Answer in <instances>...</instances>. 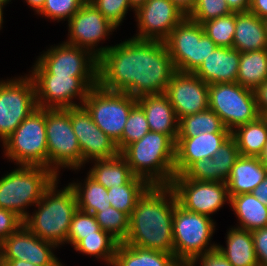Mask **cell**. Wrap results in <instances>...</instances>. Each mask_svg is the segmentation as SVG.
<instances>
[{
	"label": "cell",
	"instance_id": "1",
	"mask_svg": "<svg viewBox=\"0 0 267 266\" xmlns=\"http://www.w3.org/2000/svg\"><path fill=\"white\" fill-rule=\"evenodd\" d=\"M176 72L164 41L130 38L98 58V85L134 98L165 94Z\"/></svg>",
	"mask_w": 267,
	"mask_h": 266
},
{
	"label": "cell",
	"instance_id": "2",
	"mask_svg": "<svg viewBox=\"0 0 267 266\" xmlns=\"http://www.w3.org/2000/svg\"><path fill=\"white\" fill-rule=\"evenodd\" d=\"M177 200L169 185H151L138 199L129 216L123 241L143 249L173 252V216Z\"/></svg>",
	"mask_w": 267,
	"mask_h": 266
},
{
	"label": "cell",
	"instance_id": "3",
	"mask_svg": "<svg viewBox=\"0 0 267 266\" xmlns=\"http://www.w3.org/2000/svg\"><path fill=\"white\" fill-rule=\"evenodd\" d=\"M58 178L46 189L42 199L29 214L23 224L36 236L57 247L67 243L68 231L73 214L78 209L73 188L68 186L57 190Z\"/></svg>",
	"mask_w": 267,
	"mask_h": 266
},
{
	"label": "cell",
	"instance_id": "4",
	"mask_svg": "<svg viewBox=\"0 0 267 266\" xmlns=\"http://www.w3.org/2000/svg\"><path fill=\"white\" fill-rule=\"evenodd\" d=\"M175 145L168 135L149 131L120 154L135 176L150 185H170L175 176Z\"/></svg>",
	"mask_w": 267,
	"mask_h": 266
},
{
	"label": "cell",
	"instance_id": "5",
	"mask_svg": "<svg viewBox=\"0 0 267 266\" xmlns=\"http://www.w3.org/2000/svg\"><path fill=\"white\" fill-rule=\"evenodd\" d=\"M18 167L0 179V208L14 212L24 221L29 215L27 206H35L58 177L47 167Z\"/></svg>",
	"mask_w": 267,
	"mask_h": 266
},
{
	"label": "cell",
	"instance_id": "6",
	"mask_svg": "<svg viewBox=\"0 0 267 266\" xmlns=\"http://www.w3.org/2000/svg\"><path fill=\"white\" fill-rule=\"evenodd\" d=\"M214 231L215 222L211 217L188 211L177 203L173 216V252L176 260L182 266H188L195 258L216 250L217 244L210 241Z\"/></svg>",
	"mask_w": 267,
	"mask_h": 266
},
{
	"label": "cell",
	"instance_id": "7",
	"mask_svg": "<svg viewBox=\"0 0 267 266\" xmlns=\"http://www.w3.org/2000/svg\"><path fill=\"white\" fill-rule=\"evenodd\" d=\"M2 144L4 155L17 165L48 168L46 109H35Z\"/></svg>",
	"mask_w": 267,
	"mask_h": 266
},
{
	"label": "cell",
	"instance_id": "8",
	"mask_svg": "<svg viewBox=\"0 0 267 266\" xmlns=\"http://www.w3.org/2000/svg\"><path fill=\"white\" fill-rule=\"evenodd\" d=\"M176 71L194 73L217 45L204 33L202 25L188 16L164 40Z\"/></svg>",
	"mask_w": 267,
	"mask_h": 266
},
{
	"label": "cell",
	"instance_id": "9",
	"mask_svg": "<svg viewBox=\"0 0 267 266\" xmlns=\"http://www.w3.org/2000/svg\"><path fill=\"white\" fill-rule=\"evenodd\" d=\"M46 137L48 168L58 178L61 168L81 169L82 153L71 125L70 108L46 109Z\"/></svg>",
	"mask_w": 267,
	"mask_h": 266
},
{
	"label": "cell",
	"instance_id": "10",
	"mask_svg": "<svg viewBox=\"0 0 267 266\" xmlns=\"http://www.w3.org/2000/svg\"><path fill=\"white\" fill-rule=\"evenodd\" d=\"M208 93L209 108L230 132L260 116L254 91L237 82L208 84Z\"/></svg>",
	"mask_w": 267,
	"mask_h": 266
},
{
	"label": "cell",
	"instance_id": "11",
	"mask_svg": "<svg viewBox=\"0 0 267 266\" xmlns=\"http://www.w3.org/2000/svg\"><path fill=\"white\" fill-rule=\"evenodd\" d=\"M136 104L137 98L99 85L90 89L83 102L95 124L115 143L121 139L128 115Z\"/></svg>",
	"mask_w": 267,
	"mask_h": 266
},
{
	"label": "cell",
	"instance_id": "12",
	"mask_svg": "<svg viewBox=\"0 0 267 266\" xmlns=\"http://www.w3.org/2000/svg\"><path fill=\"white\" fill-rule=\"evenodd\" d=\"M29 76L34 82L37 105L45 109L82 106L90 89L98 85V76ZM76 98L81 104L74 102Z\"/></svg>",
	"mask_w": 267,
	"mask_h": 266
},
{
	"label": "cell",
	"instance_id": "13",
	"mask_svg": "<svg viewBox=\"0 0 267 266\" xmlns=\"http://www.w3.org/2000/svg\"><path fill=\"white\" fill-rule=\"evenodd\" d=\"M38 108L33 79L26 75L0 80V139L2 143Z\"/></svg>",
	"mask_w": 267,
	"mask_h": 266
},
{
	"label": "cell",
	"instance_id": "14",
	"mask_svg": "<svg viewBox=\"0 0 267 266\" xmlns=\"http://www.w3.org/2000/svg\"><path fill=\"white\" fill-rule=\"evenodd\" d=\"M30 75L98 76V58L65 41L41 54Z\"/></svg>",
	"mask_w": 267,
	"mask_h": 266
},
{
	"label": "cell",
	"instance_id": "15",
	"mask_svg": "<svg viewBox=\"0 0 267 266\" xmlns=\"http://www.w3.org/2000/svg\"><path fill=\"white\" fill-rule=\"evenodd\" d=\"M177 203L188 211L210 215L228 201L230 196L224 182L196 181L187 179L183 174L175 175L170 183Z\"/></svg>",
	"mask_w": 267,
	"mask_h": 266
},
{
	"label": "cell",
	"instance_id": "16",
	"mask_svg": "<svg viewBox=\"0 0 267 266\" xmlns=\"http://www.w3.org/2000/svg\"><path fill=\"white\" fill-rule=\"evenodd\" d=\"M68 27L69 36L65 43L86 49L97 58L111 47L97 48L99 42L105 41L106 36L117 29L88 0L68 21Z\"/></svg>",
	"mask_w": 267,
	"mask_h": 266
},
{
	"label": "cell",
	"instance_id": "17",
	"mask_svg": "<svg viewBox=\"0 0 267 266\" xmlns=\"http://www.w3.org/2000/svg\"><path fill=\"white\" fill-rule=\"evenodd\" d=\"M138 40L164 41L186 16L171 0H147L135 10Z\"/></svg>",
	"mask_w": 267,
	"mask_h": 266
},
{
	"label": "cell",
	"instance_id": "18",
	"mask_svg": "<svg viewBox=\"0 0 267 266\" xmlns=\"http://www.w3.org/2000/svg\"><path fill=\"white\" fill-rule=\"evenodd\" d=\"M70 118L81 148L82 166L90 160L108 159L120 153L116 143L95 124L83 105L71 107Z\"/></svg>",
	"mask_w": 267,
	"mask_h": 266
},
{
	"label": "cell",
	"instance_id": "19",
	"mask_svg": "<svg viewBox=\"0 0 267 266\" xmlns=\"http://www.w3.org/2000/svg\"><path fill=\"white\" fill-rule=\"evenodd\" d=\"M165 95L178 120L209 108L208 84L194 73L176 71L167 85Z\"/></svg>",
	"mask_w": 267,
	"mask_h": 266
},
{
	"label": "cell",
	"instance_id": "20",
	"mask_svg": "<svg viewBox=\"0 0 267 266\" xmlns=\"http://www.w3.org/2000/svg\"><path fill=\"white\" fill-rule=\"evenodd\" d=\"M56 247L33 234L23 224L0 244V260H23L39 266L63 265L54 255Z\"/></svg>",
	"mask_w": 267,
	"mask_h": 266
},
{
	"label": "cell",
	"instance_id": "21",
	"mask_svg": "<svg viewBox=\"0 0 267 266\" xmlns=\"http://www.w3.org/2000/svg\"><path fill=\"white\" fill-rule=\"evenodd\" d=\"M231 133H202L193 138H177L175 175H182L194 162L212 157Z\"/></svg>",
	"mask_w": 267,
	"mask_h": 266
},
{
	"label": "cell",
	"instance_id": "22",
	"mask_svg": "<svg viewBox=\"0 0 267 266\" xmlns=\"http://www.w3.org/2000/svg\"><path fill=\"white\" fill-rule=\"evenodd\" d=\"M240 55L234 48L217 46L194 74L207 84L236 82Z\"/></svg>",
	"mask_w": 267,
	"mask_h": 266
},
{
	"label": "cell",
	"instance_id": "23",
	"mask_svg": "<svg viewBox=\"0 0 267 266\" xmlns=\"http://www.w3.org/2000/svg\"><path fill=\"white\" fill-rule=\"evenodd\" d=\"M137 104L146 115L150 131L166 134L176 142L179 120L165 94L143 95L137 98Z\"/></svg>",
	"mask_w": 267,
	"mask_h": 266
},
{
	"label": "cell",
	"instance_id": "24",
	"mask_svg": "<svg viewBox=\"0 0 267 266\" xmlns=\"http://www.w3.org/2000/svg\"><path fill=\"white\" fill-rule=\"evenodd\" d=\"M267 175L260 157L239 156L226 181L229 196L251 193Z\"/></svg>",
	"mask_w": 267,
	"mask_h": 266
},
{
	"label": "cell",
	"instance_id": "25",
	"mask_svg": "<svg viewBox=\"0 0 267 266\" xmlns=\"http://www.w3.org/2000/svg\"><path fill=\"white\" fill-rule=\"evenodd\" d=\"M233 48L241 53L267 49V33L263 19L250 11L236 12Z\"/></svg>",
	"mask_w": 267,
	"mask_h": 266
},
{
	"label": "cell",
	"instance_id": "26",
	"mask_svg": "<svg viewBox=\"0 0 267 266\" xmlns=\"http://www.w3.org/2000/svg\"><path fill=\"white\" fill-rule=\"evenodd\" d=\"M226 239V248L217 245L216 249L233 266H259L251 231L232 227L228 230Z\"/></svg>",
	"mask_w": 267,
	"mask_h": 266
},
{
	"label": "cell",
	"instance_id": "27",
	"mask_svg": "<svg viewBox=\"0 0 267 266\" xmlns=\"http://www.w3.org/2000/svg\"><path fill=\"white\" fill-rule=\"evenodd\" d=\"M112 266H182L174 254L143 249L119 242Z\"/></svg>",
	"mask_w": 267,
	"mask_h": 266
},
{
	"label": "cell",
	"instance_id": "28",
	"mask_svg": "<svg viewBox=\"0 0 267 266\" xmlns=\"http://www.w3.org/2000/svg\"><path fill=\"white\" fill-rule=\"evenodd\" d=\"M231 135L235 138L241 156L260 157L267 144V116L238 126Z\"/></svg>",
	"mask_w": 267,
	"mask_h": 266
},
{
	"label": "cell",
	"instance_id": "29",
	"mask_svg": "<svg viewBox=\"0 0 267 266\" xmlns=\"http://www.w3.org/2000/svg\"><path fill=\"white\" fill-rule=\"evenodd\" d=\"M229 204L239 221L236 227L248 231L267 227V206L252 193L230 196Z\"/></svg>",
	"mask_w": 267,
	"mask_h": 266
},
{
	"label": "cell",
	"instance_id": "30",
	"mask_svg": "<svg viewBox=\"0 0 267 266\" xmlns=\"http://www.w3.org/2000/svg\"><path fill=\"white\" fill-rule=\"evenodd\" d=\"M92 161L95 163L88 174L106 189L127 184L135 176L120 153L112 158Z\"/></svg>",
	"mask_w": 267,
	"mask_h": 266
},
{
	"label": "cell",
	"instance_id": "31",
	"mask_svg": "<svg viewBox=\"0 0 267 266\" xmlns=\"http://www.w3.org/2000/svg\"><path fill=\"white\" fill-rule=\"evenodd\" d=\"M267 80V49L241 53L236 82L255 90Z\"/></svg>",
	"mask_w": 267,
	"mask_h": 266
},
{
	"label": "cell",
	"instance_id": "32",
	"mask_svg": "<svg viewBox=\"0 0 267 266\" xmlns=\"http://www.w3.org/2000/svg\"><path fill=\"white\" fill-rule=\"evenodd\" d=\"M202 133H231L210 108L179 119L177 138H193Z\"/></svg>",
	"mask_w": 267,
	"mask_h": 266
},
{
	"label": "cell",
	"instance_id": "33",
	"mask_svg": "<svg viewBox=\"0 0 267 266\" xmlns=\"http://www.w3.org/2000/svg\"><path fill=\"white\" fill-rule=\"evenodd\" d=\"M84 179V183H69L73 188L78 209L95 214L99 209L110 207L108 190L94 180L89 174Z\"/></svg>",
	"mask_w": 267,
	"mask_h": 266
},
{
	"label": "cell",
	"instance_id": "34",
	"mask_svg": "<svg viewBox=\"0 0 267 266\" xmlns=\"http://www.w3.org/2000/svg\"><path fill=\"white\" fill-rule=\"evenodd\" d=\"M150 186L145 179L134 176L127 184L107 189L109 203L115 209L130 216L138 199Z\"/></svg>",
	"mask_w": 267,
	"mask_h": 266
},
{
	"label": "cell",
	"instance_id": "35",
	"mask_svg": "<svg viewBox=\"0 0 267 266\" xmlns=\"http://www.w3.org/2000/svg\"><path fill=\"white\" fill-rule=\"evenodd\" d=\"M118 244L119 241L110 233L100 229L97 231V235H90L81 239L74 246V249L82 254L102 259L107 265L112 266Z\"/></svg>",
	"mask_w": 267,
	"mask_h": 266
},
{
	"label": "cell",
	"instance_id": "36",
	"mask_svg": "<svg viewBox=\"0 0 267 266\" xmlns=\"http://www.w3.org/2000/svg\"><path fill=\"white\" fill-rule=\"evenodd\" d=\"M236 12L203 22L204 33L219 47L233 48Z\"/></svg>",
	"mask_w": 267,
	"mask_h": 266
},
{
	"label": "cell",
	"instance_id": "37",
	"mask_svg": "<svg viewBox=\"0 0 267 266\" xmlns=\"http://www.w3.org/2000/svg\"><path fill=\"white\" fill-rule=\"evenodd\" d=\"M149 131L146 115L136 104L128 115L121 139L116 143L118 151L121 153L129 144L139 141Z\"/></svg>",
	"mask_w": 267,
	"mask_h": 266
},
{
	"label": "cell",
	"instance_id": "38",
	"mask_svg": "<svg viewBox=\"0 0 267 266\" xmlns=\"http://www.w3.org/2000/svg\"><path fill=\"white\" fill-rule=\"evenodd\" d=\"M95 218L100 228L110 233L119 242H123L128 235L129 216L114 207H106L96 212Z\"/></svg>",
	"mask_w": 267,
	"mask_h": 266
},
{
	"label": "cell",
	"instance_id": "39",
	"mask_svg": "<svg viewBox=\"0 0 267 266\" xmlns=\"http://www.w3.org/2000/svg\"><path fill=\"white\" fill-rule=\"evenodd\" d=\"M240 156L235 138L231 135L212 156L215 182L228 180L236 159Z\"/></svg>",
	"mask_w": 267,
	"mask_h": 266
},
{
	"label": "cell",
	"instance_id": "40",
	"mask_svg": "<svg viewBox=\"0 0 267 266\" xmlns=\"http://www.w3.org/2000/svg\"><path fill=\"white\" fill-rule=\"evenodd\" d=\"M100 225L97 223L95 215L77 209L73 214L68 231L67 243L74 247L86 236L97 235Z\"/></svg>",
	"mask_w": 267,
	"mask_h": 266
},
{
	"label": "cell",
	"instance_id": "41",
	"mask_svg": "<svg viewBox=\"0 0 267 266\" xmlns=\"http://www.w3.org/2000/svg\"><path fill=\"white\" fill-rule=\"evenodd\" d=\"M87 0H45L43 8L37 13L51 20L68 19L81 8Z\"/></svg>",
	"mask_w": 267,
	"mask_h": 266
},
{
	"label": "cell",
	"instance_id": "42",
	"mask_svg": "<svg viewBox=\"0 0 267 266\" xmlns=\"http://www.w3.org/2000/svg\"><path fill=\"white\" fill-rule=\"evenodd\" d=\"M232 13L225 0H196L195 8L188 15L190 19L202 24L205 21Z\"/></svg>",
	"mask_w": 267,
	"mask_h": 266
},
{
	"label": "cell",
	"instance_id": "43",
	"mask_svg": "<svg viewBox=\"0 0 267 266\" xmlns=\"http://www.w3.org/2000/svg\"><path fill=\"white\" fill-rule=\"evenodd\" d=\"M91 2L104 17L116 28L121 25L129 9H135L131 6L129 0H88Z\"/></svg>",
	"mask_w": 267,
	"mask_h": 266
},
{
	"label": "cell",
	"instance_id": "44",
	"mask_svg": "<svg viewBox=\"0 0 267 266\" xmlns=\"http://www.w3.org/2000/svg\"><path fill=\"white\" fill-rule=\"evenodd\" d=\"M183 175L187 179L196 181H212L215 182V172L212 163V157L200 159L194 162Z\"/></svg>",
	"mask_w": 267,
	"mask_h": 266
},
{
	"label": "cell",
	"instance_id": "45",
	"mask_svg": "<svg viewBox=\"0 0 267 266\" xmlns=\"http://www.w3.org/2000/svg\"><path fill=\"white\" fill-rule=\"evenodd\" d=\"M23 225V220L14 212L0 208V244Z\"/></svg>",
	"mask_w": 267,
	"mask_h": 266
},
{
	"label": "cell",
	"instance_id": "46",
	"mask_svg": "<svg viewBox=\"0 0 267 266\" xmlns=\"http://www.w3.org/2000/svg\"><path fill=\"white\" fill-rule=\"evenodd\" d=\"M259 266H267V227L251 231Z\"/></svg>",
	"mask_w": 267,
	"mask_h": 266
},
{
	"label": "cell",
	"instance_id": "47",
	"mask_svg": "<svg viewBox=\"0 0 267 266\" xmlns=\"http://www.w3.org/2000/svg\"><path fill=\"white\" fill-rule=\"evenodd\" d=\"M197 262L200 266H233L217 249L195 258L188 266H195Z\"/></svg>",
	"mask_w": 267,
	"mask_h": 266
},
{
	"label": "cell",
	"instance_id": "48",
	"mask_svg": "<svg viewBox=\"0 0 267 266\" xmlns=\"http://www.w3.org/2000/svg\"><path fill=\"white\" fill-rule=\"evenodd\" d=\"M257 108L261 116H267V80L260 84L255 90Z\"/></svg>",
	"mask_w": 267,
	"mask_h": 266
},
{
	"label": "cell",
	"instance_id": "49",
	"mask_svg": "<svg viewBox=\"0 0 267 266\" xmlns=\"http://www.w3.org/2000/svg\"><path fill=\"white\" fill-rule=\"evenodd\" d=\"M249 11L263 19L267 16V0H250Z\"/></svg>",
	"mask_w": 267,
	"mask_h": 266
},
{
	"label": "cell",
	"instance_id": "50",
	"mask_svg": "<svg viewBox=\"0 0 267 266\" xmlns=\"http://www.w3.org/2000/svg\"><path fill=\"white\" fill-rule=\"evenodd\" d=\"M232 12H246L250 8V0H225Z\"/></svg>",
	"mask_w": 267,
	"mask_h": 266
},
{
	"label": "cell",
	"instance_id": "51",
	"mask_svg": "<svg viewBox=\"0 0 267 266\" xmlns=\"http://www.w3.org/2000/svg\"><path fill=\"white\" fill-rule=\"evenodd\" d=\"M251 193L255 195L263 205L267 206V175Z\"/></svg>",
	"mask_w": 267,
	"mask_h": 266
},
{
	"label": "cell",
	"instance_id": "52",
	"mask_svg": "<svg viewBox=\"0 0 267 266\" xmlns=\"http://www.w3.org/2000/svg\"><path fill=\"white\" fill-rule=\"evenodd\" d=\"M186 16L195 8L196 0H171Z\"/></svg>",
	"mask_w": 267,
	"mask_h": 266
},
{
	"label": "cell",
	"instance_id": "53",
	"mask_svg": "<svg viewBox=\"0 0 267 266\" xmlns=\"http://www.w3.org/2000/svg\"><path fill=\"white\" fill-rule=\"evenodd\" d=\"M4 266H31V262L23 260H1Z\"/></svg>",
	"mask_w": 267,
	"mask_h": 266
},
{
	"label": "cell",
	"instance_id": "54",
	"mask_svg": "<svg viewBox=\"0 0 267 266\" xmlns=\"http://www.w3.org/2000/svg\"><path fill=\"white\" fill-rule=\"evenodd\" d=\"M26 3L35 10L36 14L43 8L45 0H25Z\"/></svg>",
	"mask_w": 267,
	"mask_h": 266
},
{
	"label": "cell",
	"instance_id": "55",
	"mask_svg": "<svg viewBox=\"0 0 267 266\" xmlns=\"http://www.w3.org/2000/svg\"><path fill=\"white\" fill-rule=\"evenodd\" d=\"M147 0H129L131 6L136 10L139 6L143 5Z\"/></svg>",
	"mask_w": 267,
	"mask_h": 266
},
{
	"label": "cell",
	"instance_id": "56",
	"mask_svg": "<svg viewBox=\"0 0 267 266\" xmlns=\"http://www.w3.org/2000/svg\"><path fill=\"white\" fill-rule=\"evenodd\" d=\"M260 159L262 161V164L265 166V168L267 169V144L265 146L264 152L263 154L260 156Z\"/></svg>",
	"mask_w": 267,
	"mask_h": 266
},
{
	"label": "cell",
	"instance_id": "57",
	"mask_svg": "<svg viewBox=\"0 0 267 266\" xmlns=\"http://www.w3.org/2000/svg\"><path fill=\"white\" fill-rule=\"evenodd\" d=\"M3 8L4 6L0 5V29H2V24H3Z\"/></svg>",
	"mask_w": 267,
	"mask_h": 266
},
{
	"label": "cell",
	"instance_id": "58",
	"mask_svg": "<svg viewBox=\"0 0 267 266\" xmlns=\"http://www.w3.org/2000/svg\"><path fill=\"white\" fill-rule=\"evenodd\" d=\"M9 2H11V0H0V5L5 6Z\"/></svg>",
	"mask_w": 267,
	"mask_h": 266
},
{
	"label": "cell",
	"instance_id": "59",
	"mask_svg": "<svg viewBox=\"0 0 267 266\" xmlns=\"http://www.w3.org/2000/svg\"><path fill=\"white\" fill-rule=\"evenodd\" d=\"M264 24H265V29H266V33H267V16L265 18H263Z\"/></svg>",
	"mask_w": 267,
	"mask_h": 266
},
{
	"label": "cell",
	"instance_id": "60",
	"mask_svg": "<svg viewBox=\"0 0 267 266\" xmlns=\"http://www.w3.org/2000/svg\"><path fill=\"white\" fill-rule=\"evenodd\" d=\"M31 266H39L31 263ZM43 266H63V265H43Z\"/></svg>",
	"mask_w": 267,
	"mask_h": 266
}]
</instances>
